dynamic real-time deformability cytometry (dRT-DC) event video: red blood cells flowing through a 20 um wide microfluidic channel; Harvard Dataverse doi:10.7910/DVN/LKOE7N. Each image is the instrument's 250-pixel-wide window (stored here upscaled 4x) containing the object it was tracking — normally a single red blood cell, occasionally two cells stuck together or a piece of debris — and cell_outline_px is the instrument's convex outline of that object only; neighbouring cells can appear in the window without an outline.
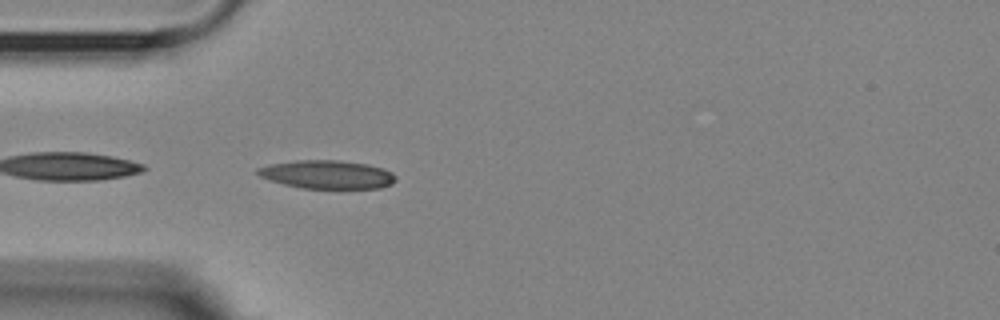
{"species": "Egyptian fruit bat (a non-hibernating species)", "species_latin": "Rousettus aegyptiacus", "temperature_condition": "room temperature", "stored_images_in_passage": 40, "camera_frame_rate_fps": 3000, "um_per_image_px": 0.085, "animal": {"sex": "female"}, "frame": {"image": 1, "passage_image": 1, "time_ms": 0.0, "image_size_px": [1000, 320], "cell_outline_px": [[396, 180], [392, 184], [380, 188], [304, 188], [284, 184], [268, 180], [260, 176], [256, 172], [256, 168], [268, 164], [296, 160], [340, 160], [368, 164], [384, 168], [392, 172], [396, 176]], "centroid_in_image_um": [27.81, 14.82], "position_along_channel_um": 57.2, "area_um2": 23.0}}
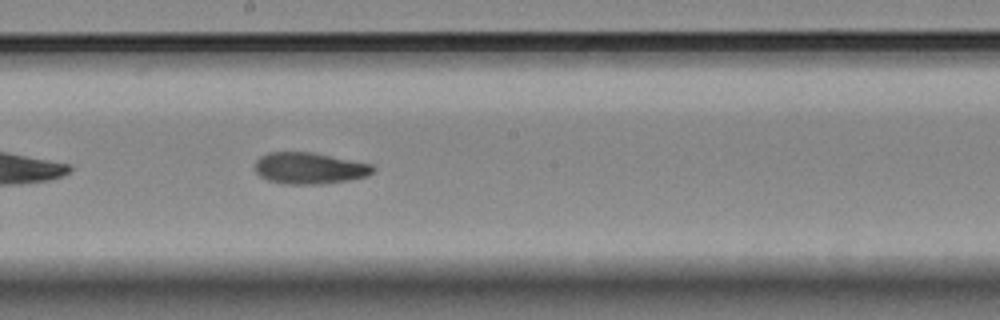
{"frame": {"image": 2, "passage_image": 15, "time_ms": 4.667, "image_size_px": [1000, 320], "cell_outline_px": [[376, 168], [368, 176], [348, 180], [320, 184], [288, 184], [268, 180], [260, 176], [256, 172], [256, 160], [260, 156], [268, 152], [312, 152], [372, 164]], "centroid_in_image_um": [26.31, 14.29], "position_along_channel_um": 221.9, "area_um2": 21.56}}
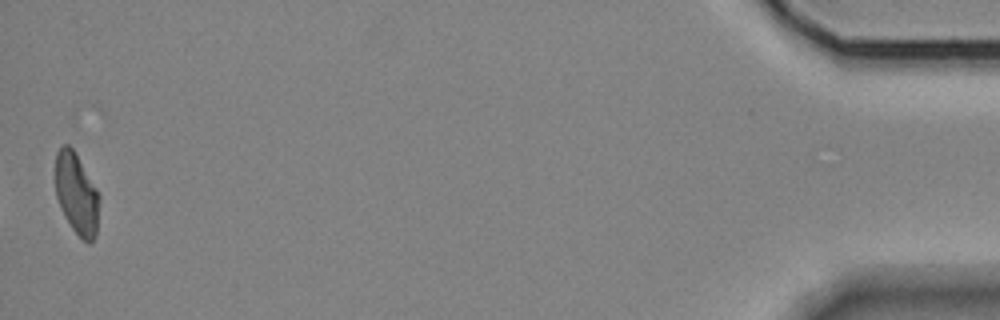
{"frame": {"image": 3, "passage_image": 40, "time_ms": 13.0, "image_size_px": [1000, 320], "cell_outline_px": [[100, 200], [96, 236], [88, 244], [72, 228], [64, 216], [56, 196], [56, 152], [64, 144], [68, 144], [72, 148], [96, 188], [100, 196]], "centroid_in_image_um": [6.52, 16.5], "position_along_channel_um": 428.7, "area_um2": 20.58}, "authors_computed_cell_mechanics": {"area_um2": 21.6461, "velocity_mm_per_s": 3.5851, "shape_relaxation_time_tau1_ms": null, "shape_relaxation_time_tau2_ms": 6.8097, "deformation_change_tau1": null, "deformation_change_tau2": 0.1144}}